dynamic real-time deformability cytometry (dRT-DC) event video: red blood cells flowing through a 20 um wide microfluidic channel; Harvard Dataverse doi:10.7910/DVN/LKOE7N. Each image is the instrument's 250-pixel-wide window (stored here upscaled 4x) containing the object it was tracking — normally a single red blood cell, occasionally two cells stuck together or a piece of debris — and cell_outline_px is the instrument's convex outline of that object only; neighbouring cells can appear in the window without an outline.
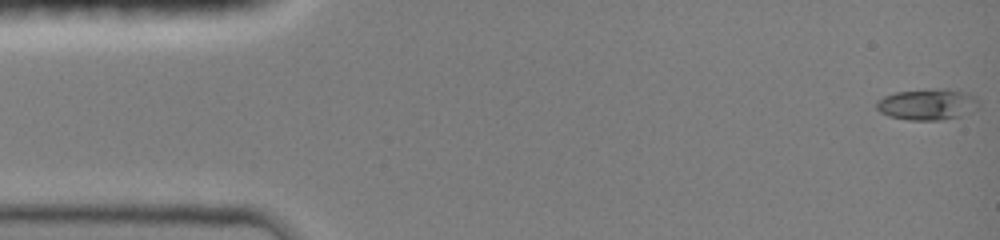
{"species": "common noctule bat (a hibernating species)", "species_latin": "Nyctalus noctula", "temperature_condition": "room temperature", "stored_images_in_passage": 47, "camera_frame_rate_fps": 3000, "um_per_image_px": 0.085, "animal": {"sex": "female", "body_mass_g": 19.0, "forearm_length_mm": 51.5}, "frame": {"image": 1, "passage_image": 1, "time_ms": 0.0, "image_size_px": [1000, 240], "cell_outline_px": [[980, 104], [972, 112], [960, 116], [940, 120], [908, 120], [888, 116], [880, 112], [876, 108], [876, 100], [884, 96], [896, 92], [940, 88], [948, 88], [968, 92]], "centroid_in_image_um": [78.82, 8.87], "position_along_channel_um": 6.2, "area_um2": 18.73}}
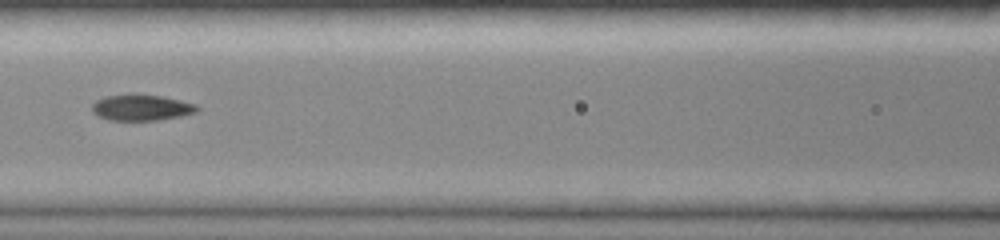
{"frame": {"image": 2, "passage_image": 21, "time_ms": 6.667, "image_size_px": [1000, 240], "cell_outline_px": [[200, 108], [196, 112], [180, 116], [156, 120], [108, 120], [96, 116], [92, 112], [92, 104], [96, 100], [104, 96], [132, 92], [160, 96], [180, 100], [196, 104]], "centroid_in_image_um": [11.96, 9.12], "position_along_channel_um": 154.6, "area_um2": 16.3}}
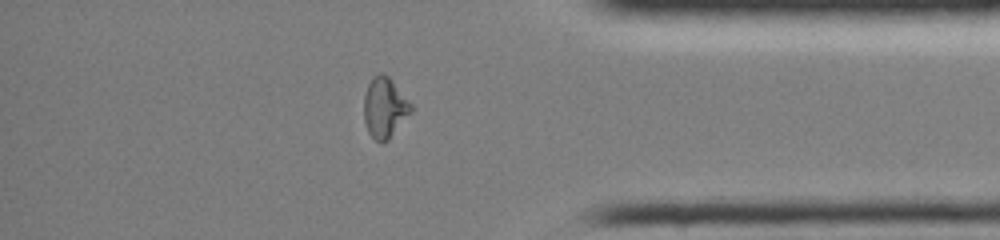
{"frame": {"image": 3, "passage_image": 40, "time_ms": 13.0, "image_size_px": [1000, 240], "cell_outline_px": [[412, 112], [388, 140], [380, 144], [368, 132], [364, 120], [364, 96], [368, 84], [372, 76], [380, 72], [384, 72], [392, 80], [412, 104]], "centroid_in_image_um": [32.69, 9.14], "position_along_channel_um": 402.5, "area_um2": 16.7}, "authors_computed_cell_mechanics": {"area_um2": 16.1262, "velocity_mm_per_s": 4.0728, "shape_relaxation_time_tau1_ms": 7.3886, "shape_relaxation_time_tau2_ms": 1.5068, "deformation_change_tau1": 0.2363, "deformation_change_tau2": 0.0621}}